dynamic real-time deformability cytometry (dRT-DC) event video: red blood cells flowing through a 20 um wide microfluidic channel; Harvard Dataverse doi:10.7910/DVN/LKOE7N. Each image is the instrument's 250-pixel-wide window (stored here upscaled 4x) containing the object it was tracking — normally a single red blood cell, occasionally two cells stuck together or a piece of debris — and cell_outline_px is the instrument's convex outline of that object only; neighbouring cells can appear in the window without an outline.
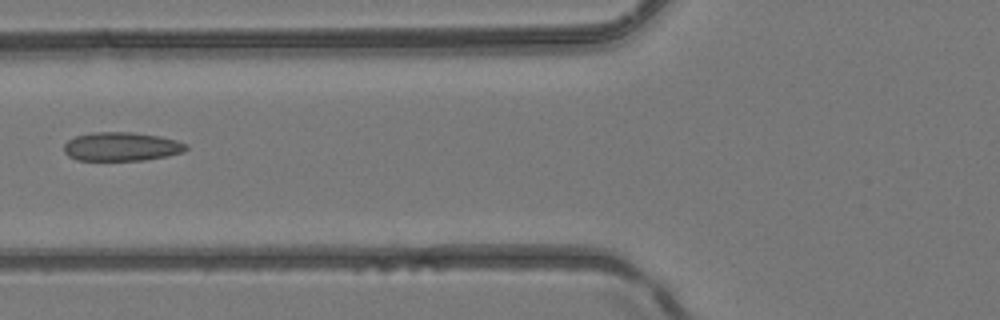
{"species": "common noctule bat (a hibernating species)", "species_latin": "Nyctalus noctula", "temperature_condition": "room temperature", "stored_images_in_passage": 5, "camera_frame_rate_fps": 3000, "um_per_image_px": 0.085, "animal": {"sex": "female", "body_mass_g": 24.6, "forearm_length_mm": 56.2}, "frame": {"image": 1, "passage_image": 5, "time_ms": 5.667, "image_size_px": [1000, 320], "cell_outline_px": [[188, 148], [184, 152], [168, 156], [144, 160], [76, 160], [68, 156], [64, 152], [64, 144], [68, 140], [76, 136], [92, 132], [132, 132], [160, 136], [176, 140], [188, 144]], "centroid_in_image_um": [10.34, 12.46], "position_along_channel_um": 115.5, "area_um2": 20.63}}